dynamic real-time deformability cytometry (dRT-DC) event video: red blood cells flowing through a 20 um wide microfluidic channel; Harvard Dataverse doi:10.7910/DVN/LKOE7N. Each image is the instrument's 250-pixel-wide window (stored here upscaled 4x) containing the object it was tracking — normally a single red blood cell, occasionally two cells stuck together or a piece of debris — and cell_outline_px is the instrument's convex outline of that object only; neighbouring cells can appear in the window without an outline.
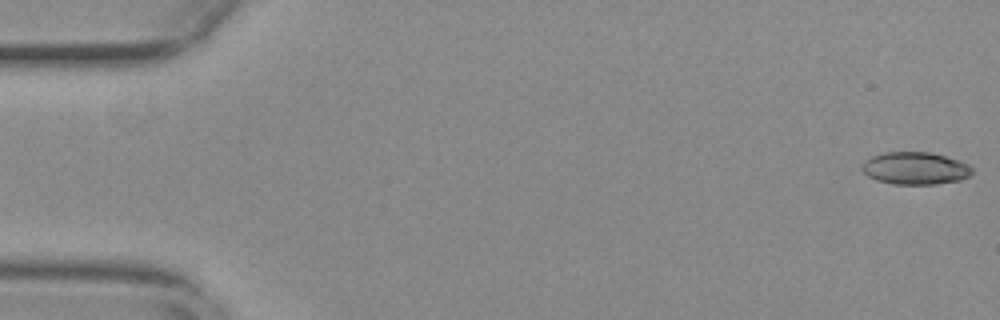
{"species": "common noctule bat (a hibernating species)", "species_latin": "Nyctalus noctula", "temperature_condition": "warm", "stored_images_in_passage": 55, "camera_frame_rate_fps": 3000, "um_per_image_px": 0.085, "animal": {"sex": "female", "body_mass_g": 29.2, "forearm_length_mm": 56.3}, "frame": {"image": 1, "passage_image": 1, "time_ms": 0.0, "image_size_px": [1000, 320], "cell_outline_px": [[972, 172], [968, 176], [960, 180], [936, 184], [892, 184], [876, 180], [868, 176], [864, 172], [864, 164], [872, 156], [884, 152], [928, 152], [944, 156], [968, 164], [972, 168]], "centroid_in_image_um": [77.81, 14.31], "position_along_channel_um": 7.2, "area_um2": 20.46}}
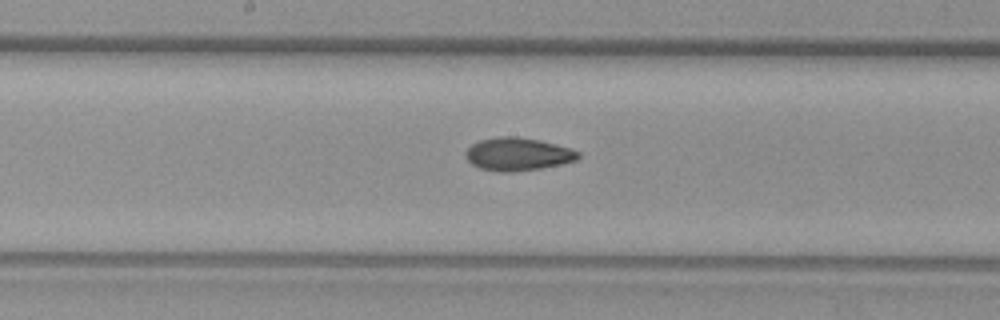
{"frame": {"image": 2, "passage_image": 29, "time_ms": 9.333, "image_size_px": [1000, 320], "cell_outline_px": [[580, 156], [576, 160], [560, 164], [540, 168], [512, 172], [496, 172], [480, 168], [472, 164], [464, 156], [464, 152], [472, 144], [480, 140], [496, 136], [516, 136], [540, 140], [568, 148], [580, 152]], "centroid_in_image_um": [43.96, 13.1], "position_along_channel_um": 204.2, "area_um2": 21.62}}
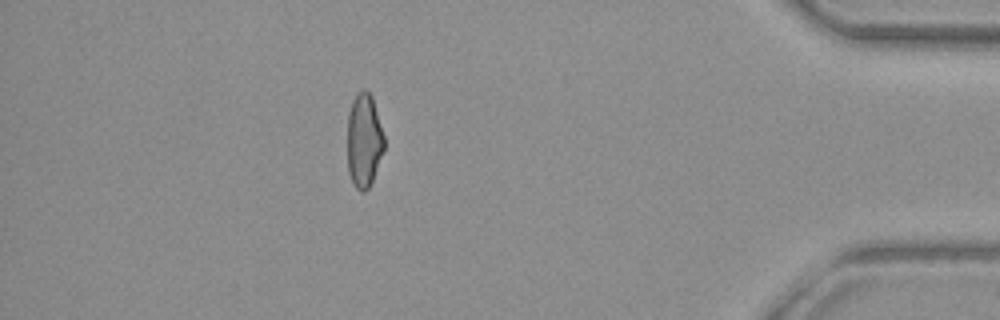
{"frame": {"image": 3, "passage_image": 49, "time_ms": 16.0, "image_size_px": [1000, 320], "cell_outline_px": [[384, 148], [372, 180], [368, 188], [364, 192], [360, 192], [356, 188], [348, 172], [348, 112], [352, 100], [356, 92], [364, 88], [372, 96], [384, 136]], "centroid_in_image_um": [30.93, 11.9], "position_along_channel_um": 404.3, "area_um2": 20.06}, "authors_computed_cell_mechanics": {"area_um2": 20.808, "velocity_mm_per_s": 3.7517, "shape_relaxation_time_tau1_ms": null, "shape_relaxation_time_tau2_ms": 2.7006, "deformation_change_tau1": null, "deformation_change_tau2": 0.0874}}